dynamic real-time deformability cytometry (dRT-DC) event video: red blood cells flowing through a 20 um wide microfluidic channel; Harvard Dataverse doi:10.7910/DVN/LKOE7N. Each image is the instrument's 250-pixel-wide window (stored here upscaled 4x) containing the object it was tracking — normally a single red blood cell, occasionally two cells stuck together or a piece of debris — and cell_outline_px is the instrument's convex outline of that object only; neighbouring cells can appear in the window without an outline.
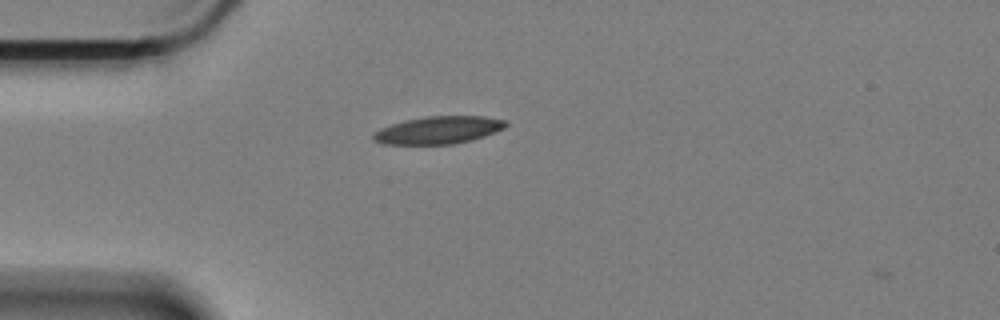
{"species": "Egyptian fruit bat (a non-hibernating species)", "species_latin": "Rousettus aegyptiacus", "temperature_condition": "cold", "stored_images_in_passage": 2, "camera_frame_rate_fps": 3000, "um_per_image_px": 0.085, "animal": {"sex": "female"}, "frame": {"image": 1, "passage_image": 1, "time_ms": 0.0, "image_size_px": [1000, 320], "cell_outline_px": [[508, 124], [504, 128], [496, 132], [472, 140], [452, 144], [384, 144], [372, 140], [372, 132], [380, 128], [404, 120], [428, 116], [484, 116], [508, 120]], "centroid_in_image_um": [37.27, 11.05], "position_along_channel_um": 47.7, "area_um2": 21.44}}